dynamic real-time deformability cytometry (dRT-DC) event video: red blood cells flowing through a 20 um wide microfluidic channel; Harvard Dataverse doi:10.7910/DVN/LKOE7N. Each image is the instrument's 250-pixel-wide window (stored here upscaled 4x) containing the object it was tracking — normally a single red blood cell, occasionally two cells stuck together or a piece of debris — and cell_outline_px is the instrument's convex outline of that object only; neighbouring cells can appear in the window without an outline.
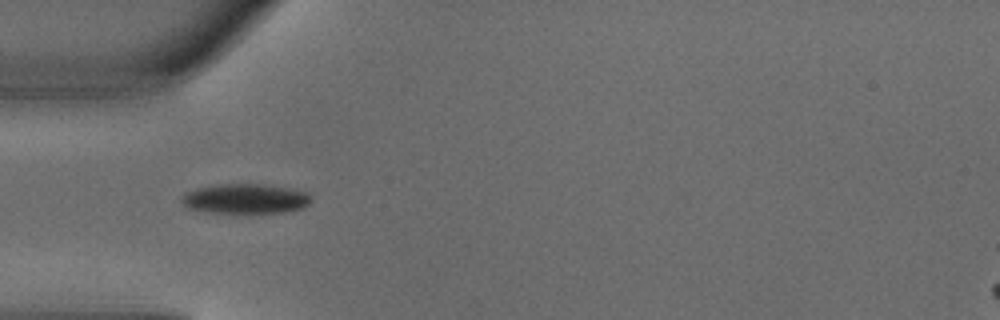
{"species": "common noctule bat (a hibernating species)", "species_latin": "Nyctalus noctula", "temperature_condition": "warm", "stored_images_in_passage": 5, "camera_frame_rate_fps": 3000, "um_per_image_px": 0.085, "animal": {"sex": "male", "body_mass_g": 18.8}, "frame": {"image": 1, "passage_image": 4, "time_ms": 1.0, "image_size_px": [1000, 320], "cell_outline_px": [[312, 196], [308, 204], [304, 208], [284, 212], [208, 212], [188, 208], [180, 200], [184, 192], [196, 188], [216, 184], [264, 184], [288, 188], [308, 192]], "centroid_in_image_um": [20.85, 16.88], "position_along_channel_um": 64.1, "area_um2": 22.48}}
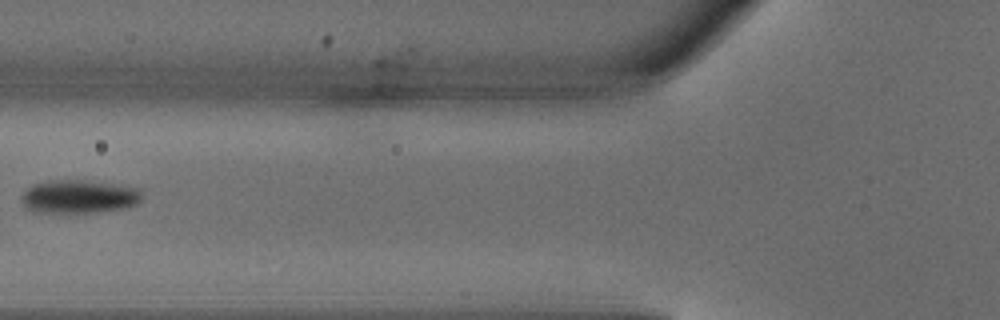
{"frame": {"image": 2, "passage_image": 5, "time_ms": 1.333, "image_size_px": [1000, 320], "cell_outline_px": [[140, 200], [136, 204], [124, 208], [100, 212], [36, 212], [28, 208], [20, 200], [24, 192], [32, 184], [52, 180], [76, 180], [140, 188]], "centroid_in_image_um": [6.68, 16.72], "position_along_channel_um": 119.1, "area_um2": 22.95}}